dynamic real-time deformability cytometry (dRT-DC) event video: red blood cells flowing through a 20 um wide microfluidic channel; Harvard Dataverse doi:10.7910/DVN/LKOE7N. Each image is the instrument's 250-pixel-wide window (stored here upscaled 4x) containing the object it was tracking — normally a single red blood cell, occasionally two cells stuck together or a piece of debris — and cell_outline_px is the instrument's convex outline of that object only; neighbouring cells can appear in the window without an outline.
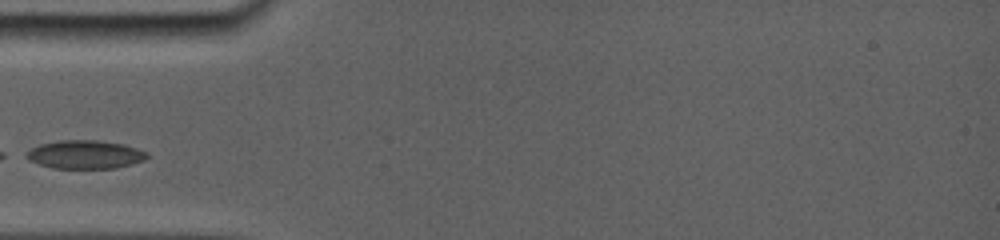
{"species": "common noctule bat (a hibernating species)", "species_latin": "Nyctalus noctula", "temperature_condition": "room temperature", "stored_images_in_passage": 28, "camera_frame_rate_fps": 5000, "um_per_image_px": 0.085, "animal": {"sex": "female", "body_mass_g": 19.0, "forearm_length_mm": 56.7}, "frame": {"image": 1, "passage_image": 1, "time_ms": 0.0, "image_size_px": [1000, 240], "cell_outline_px": [[148, 156], [144, 160], [132, 164], [116, 168], [52, 168], [28, 160], [20, 156], [32, 148], [40, 144], [64, 140], [92, 140], [120, 144], [136, 148], [148, 152]], "centroid_in_image_um": [7.18, 13.14], "position_along_channel_um": 77.8, "area_um2": 19.88}}